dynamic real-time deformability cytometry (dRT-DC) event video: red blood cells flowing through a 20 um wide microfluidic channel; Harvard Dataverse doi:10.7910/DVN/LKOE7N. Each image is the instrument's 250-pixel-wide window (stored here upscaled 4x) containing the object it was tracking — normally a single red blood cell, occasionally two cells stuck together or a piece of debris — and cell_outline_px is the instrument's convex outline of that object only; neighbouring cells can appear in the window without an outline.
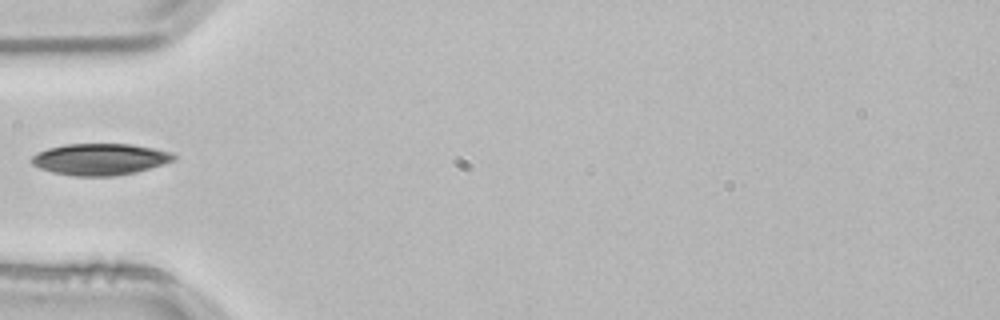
{"species": "common noctule bat (a hibernating species)", "species_latin": "Nyctalus noctula", "temperature_condition": "room temperature", "stored_images_in_passage": 22, "camera_frame_rate_fps": 3000, "um_per_image_px": 0.085, "animal": {"sex": "male", "body_mass_g": 21.5, "forearm_length_mm": 52.0}, "frame": {"image": 1, "passage_image": 1, "time_ms": 0.0, "image_size_px": [1000, 320], "cell_outline_px": [[176, 160], [136, 172], [116, 176], [76, 176], [52, 172], [40, 168], [32, 164], [28, 160], [36, 152], [48, 148], [68, 144], [132, 144], [172, 152], [176, 156]], "centroid_in_image_um": [8.49, 13.54], "position_along_channel_um": 76.5, "area_um2": 26.24}}